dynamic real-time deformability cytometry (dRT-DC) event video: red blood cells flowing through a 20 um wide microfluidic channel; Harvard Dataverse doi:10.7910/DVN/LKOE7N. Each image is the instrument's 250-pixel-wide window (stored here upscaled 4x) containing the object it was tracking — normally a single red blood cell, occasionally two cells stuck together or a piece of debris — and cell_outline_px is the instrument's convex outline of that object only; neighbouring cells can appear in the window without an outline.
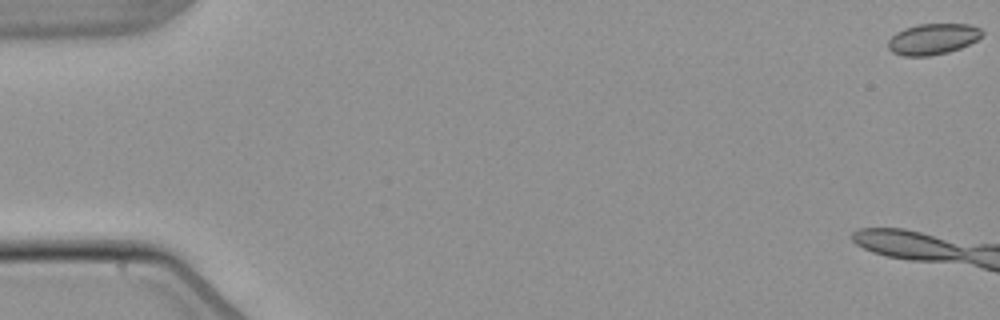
{"species": "common noctule bat (a hibernating species)", "species_latin": "Nyctalus noctula", "temperature_condition": "warm", "stored_images_in_passage": 11, "camera_frame_rate_fps": 3000, "um_per_image_px": 0.085, "animal": {"sex": "male", "body_mass_g": 21.5, "forearm_length_mm": 52.0}, "frame": {"image": 1, "passage_image": 1, "time_ms": 0.0, "image_size_px": [1000, 320], "cell_outline_px": [[984, 32], [976, 40], [960, 48], [948, 52], [928, 56], [904, 56], [892, 52], [888, 48], [888, 40], [896, 32], [904, 28], [916, 24], [968, 24], [980, 28]], "centroid_in_image_um": [79.26, 3.31], "position_along_channel_um": 5.7, "area_um2": 16.94}}